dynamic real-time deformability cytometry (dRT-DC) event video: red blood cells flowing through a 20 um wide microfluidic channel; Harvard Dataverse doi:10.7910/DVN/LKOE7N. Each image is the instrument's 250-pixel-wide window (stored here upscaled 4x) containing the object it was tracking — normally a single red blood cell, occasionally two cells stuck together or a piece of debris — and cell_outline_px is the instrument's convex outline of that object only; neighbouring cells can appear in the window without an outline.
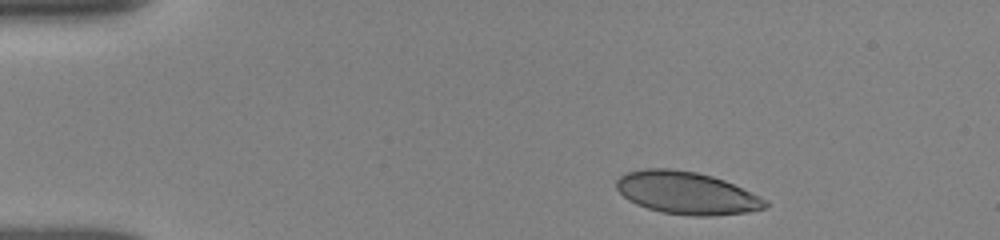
{"species": "human", "species_latin": "Homo sapiens", "temperature_condition": "room temperature", "stored_images_in_passage": 6, "camera_frame_rate_fps": 3000, "um_per_image_px": 0.085, "donor": {"sex": "female"}, "frame": {"image": 1, "passage_image": 1, "time_ms": 0.0, "image_size_px": [1000, 240], "cell_outline_px": [[768, 208], [748, 212], [712, 216], [692, 216], [660, 212], [636, 204], [628, 200], [616, 188], [616, 180], [620, 176], [628, 172], [644, 168], [668, 168], [696, 172], [712, 176], [724, 180], [760, 196], [768, 200]], "centroid_in_image_um": [58.38, 16.41], "position_along_channel_um": 26.6, "area_um2": 36.99}}
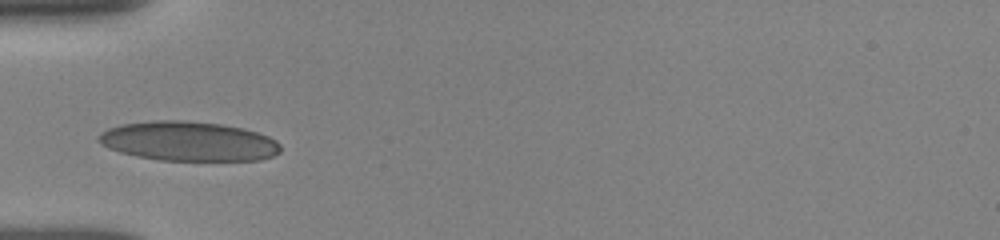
{"frame": {"image": 2, "passage_image": 4, "time_ms": 3.0, "image_size_px": [1000, 240], "cell_outline_px": [[280, 152], [272, 156], [260, 160], [160, 160], [136, 156], [120, 152], [108, 148], [100, 144], [96, 140], [96, 136], [100, 132], [108, 128], [120, 124], [152, 120], [184, 120], [220, 124], [244, 128], [268, 136], [276, 140], [280, 144]], "centroid_in_image_um": [15.97, 12.0], "position_along_channel_um": 69.0, "area_um2": 42.14}}
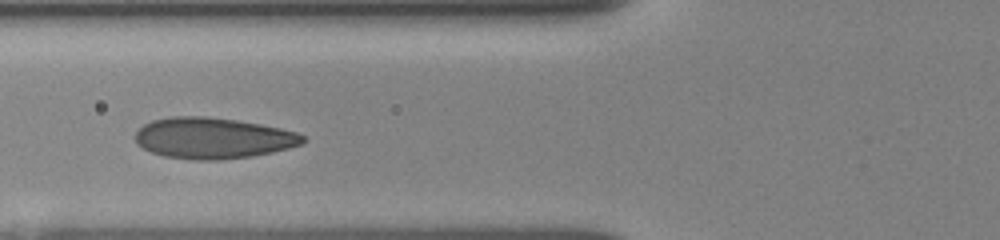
{"frame": {"image": 3, "passage_image": 5, "time_ms": 4.0, "image_size_px": [1000, 240], "cell_outline_px": [[304, 140], [300, 144], [288, 148], [272, 152], [252, 156], [220, 160], [192, 160], [164, 156], [152, 152], [136, 144], [136, 132], [144, 124], [152, 120], [168, 116], [208, 116], [236, 120], [260, 124], [280, 128], [296, 132], [304, 136]], "centroid_in_image_um": [18.07, 11.73], "position_along_channel_um": 107.7, "area_um2": 40.06}}